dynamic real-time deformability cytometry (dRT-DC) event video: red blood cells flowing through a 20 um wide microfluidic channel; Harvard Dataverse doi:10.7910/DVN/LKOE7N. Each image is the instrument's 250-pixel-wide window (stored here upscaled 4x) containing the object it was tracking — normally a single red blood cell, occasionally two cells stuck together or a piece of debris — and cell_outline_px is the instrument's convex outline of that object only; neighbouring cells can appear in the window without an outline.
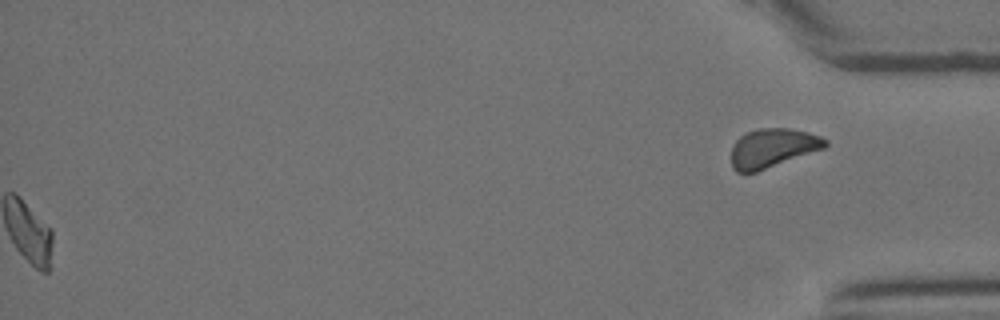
{"species": "Egyptian fruit bat (a non-hibernating species)", "species_latin": "Rousettus aegyptiacus", "temperature_condition": "room temperature", "stored_images_in_passage": 28, "segment_of_instrument_passage": [2, 2], "camera_frame_rate_fps": 3000, "um_per_image_px": 0.085, "animal": {"sex": "female"}, "frame": {"image": 1, "passage_image": 28, "time_ms": 9.0, "image_size_px": [1000, 320], "cell_outline_px": [[828, 144], [824, 148], [756, 172], [736, 172], [732, 168], [732, 148], [736, 140], [740, 136], [756, 128], [788, 128], [808, 132], [820, 136], [828, 140]], "centroid_in_image_um": [65.67, 12.57], "position_along_channel_um": 369.5, "area_um2": 21.21}}